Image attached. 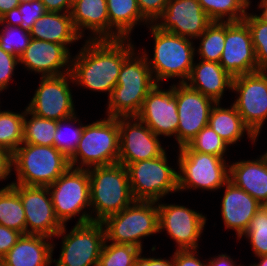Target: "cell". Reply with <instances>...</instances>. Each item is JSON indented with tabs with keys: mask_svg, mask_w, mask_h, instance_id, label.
<instances>
[{
	"mask_svg": "<svg viewBox=\"0 0 267 266\" xmlns=\"http://www.w3.org/2000/svg\"><path fill=\"white\" fill-rule=\"evenodd\" d=\"M137 55L134 51L120 69L117 85L108 97V117H136L145 97L156 85L146 56Z\"/></svg>",
	"mask_w": 267,
	"mask_h": 266,
	"instance_id": "2",
	"label": "cell"
},
{
	"mask_svg": "<svg viewBox=\"0 0 267 266\" xmlns=\"http://www.w3.org/2000/svg\"><path fill=\"white\" fill-rule=\"evenodd\" d=\"M187 146L196 152L213 154L224 158V153L229 145L207 125L198 132Z\"/></svg>",
	"mask_w": 267,
	"mask_h": 266,
	"instance_id": "40",
	"label": "cell"
},
{
	"mask_svg": "<svg viewBox=\"0 0 267 266\" xmlns=\"http://www.w3.org/2000/svg\"><path fill=\"white\" fill-rule=\"evenodd\" d=\"M18 5V0H0V12L8 20L16 11Z\"/></svg>",
	"mask_w": 267,
	"mask_h": 266,
	"instance_id": "49",
	"label": "cell"
},
{
	"mask_svg": "<svg viewBox=\"0 0 267 266\" xmlns=\"http://www.w3.org/2000/svg\"><path fill=\"white\" fill-rule=\"evenodd\" d=\"M138 266H174L173 256L171 260L155 258V257H142L140 254L138 260Z\"/></svg>",
	"mask_w": 267,
	"mask_h": 266,
	"instance_id": "48",
	"label": "cell"
},
{
	"mask_svg": "<svg viewBox=\"0 0 267 266\" xmlns=\"http://www.w3.org/2000/svg\"><path fill=\"white\" fill-rule=\"evenodd\" d=\"M17 180L11 184L49 186L71 166L69 159L54 146L22 143L13 152Z\"/></svg>",
	"mask_w": 267,
	"mask_h": 266,
	"instance_id": "5",
	"label": "cell"
},
{
	"mask_svg": "<svg viewBox=\"0 0 267 266\" xmlns=\"http://www.w3.org/2000/svg\"><path fill=\"white\" fill-rule=\"evenodd\" d=\"M231 90L239 95L233 105L258 137L267 118V71L234 77Z\"/></svg>",
	"mask_w": 267,
	"mask_h": 266,
	"instance_id": "12",
	"label": "cell"
},
{
	"mask_svg": "<svg viewBox=\"0 0 267 266\" xmlns=\"http://www.w3.org/2000/svg\"><path fill=\"white\" fill-rule=\"evenodd\" d=\"M11 186L19 193L24 207L26 234L55 237L64 225L56 217L47 186Z\"/></svg>",
	"mask_w": 267,
	"mask_h": 266,
	"instance_id": "16",
	"label": "cell"
},
{
	"mask_svg": "<svg viewBox=\"0 0 267 266\" xmlns=\"http://www.w3.org/2000/svg\"><path fill=\"white\" fill-rule=\"evenodd\" d=\"M179 124L176 141L179 147L186 146L198 132L208 125L212 107L216 103L186 83L174 85Z\"/></svg>",
	"mask_w": 267,
	"mask_h": 266,
	"instance_id": "14",
	"label": "cell"
},
{
	"mask_svg": "<svg viewBox=\"0 0 267 266\" xmlns=\"http://www.w3.org/2000/svg\"><path fill=\"white\" fill-rule=\"evenodd\" d=\"M0 266H6L5 261L3 258H0Z\"/></svg>",
	"mask_w": 267,
	"mask_h": 266,
	"instance_id": "55",
	"label": "cell"
},
{
	"mask_svg": "<svg viewBox=\"0 0 267 266\" xmlns=\"http://www.w3.org/2000/svg\"><path fill=\"white\" fill-rule=\"evenodd\" d=\"M13 167V152L0 146V181L10 176Z\"/></svg>",
	"mask_w": 267,
	"mask_h": 266,
	"instance_id": "46",
	"label": "cell"
},
{
	"mask_svg": "<svg viewBox=\"0 0 267 266\" xmlns=\"http://www.w3.org/2000/svg\"><path fill=\"white\" fill-rule=\"evenodd\" d=\"M137 2L142 15L150 23H154L166 9L169 0H137Z\"/></svg>",
	"mask_w": 267,
	"mask_h": 266,
	"instance_id": "43",
	"label": "cell"
},
{
	"mask_svg": "<svg viewBox=\"0 0 267 266\" xmlns=\"http://www.w3.org/2000/svg\"><path fill=\"white\" fill-rule=\"evenodd\" d=\"M77 121L78 124H80L78 125L79 127H75L73 128V130L71 129V132H69V130H66V132L64 131V127L67 124L70 125V127H73V125L71 124L76 123ZM83 127L84 125L80 123V120L76 117V114L67 119L57 121V129L54 135L53 146L62 154H64L68 159H70L74 155L78 143L81 139Z\"/></svg>",
	"mask_w": 267,
	"mask_h": 266,
	"instance_id": "37",
	"label": "cell"
},
{
	"mask_svg": "<svg viewBox=\"0 0 267 266\" xmlns=\"http://www.w3.org/2000/svg\"><path fill=\"white\" fill-rule=\"evenodd\" d=\"M64 225L55 235L63 236L59 259L55 266H98L103 244L106 240L102 222L77 224L66 235Z\"/></svg>",
	"mask_w": 267,
	"mask_h": 266,
	"instance_id": "11",
	"label": "cell"
},
{
	"mask_svg": "<svg viewBox=\"0 0 267 266\" xmlns=\"http://www.w3.org/2000/svg\"><path fill=\"white\" fill-rule=\"evenodd\" d=\"M160 84L145 97L137 118L145 123L157 136L177 134L179 124L174 84L168 90L159 89Z\"/></svg>",
	"mask_w": 267,
	"mask_h": 266,
	"instance_id": "20",
	"label": "cell"
},
{
	"mask_svg": "<svg viewBox=\"0 0 267 266\" xmlns=\"http://www.w3.org/2000/svg\"><path fill=\"white\" fill-rule=\"evenodd\" d=\"M70 54L62 44L32 38L29 46L19 56V63L31 72L40 73L42 77L59 76L70 73Z\"/></svg>",
	"mask_w": 267,
	"mask_h": 266,
	"instance_id": "21",
	"label": "cell"
},
{
	"mask_svg": "<svg viewBox=\"0 0 267 266\" xmlns=\"http://www.w3.org/2000/svg\"><path fill=\"white\" fill-rule=\"evenodd\" d=\"M148 27L155 42L153 59L149 60L145 51L143 54L156 84L175 77L181 79L179 83H185L190 75L196 52L192 39L160 30L153 23Z\"/></svg>",
	"mask_w": 267,
	"mask_h": 266,
	"instance_id": "4",
	"label": "cell"
},
{
	"mask_svg": "<svg viewBox=\"0 0 267 266\" xmlns=\"http://www.w3.org/2000/svg\"><path fill=\"white\" fill-rule=\"evenodd\" d=\"M34 1H38V0H18L19 3H22V2H34Z\"/></svg>",
	"mask_w": 267,
	"mask_h": 266,
	"instance_id": "54",
	"label": "cell"
},
{
	"mask_svg": "<svg viewBox=\"0 0 267 266\" xmlns=\"http://www.w3.org/2000/svg\"><path fill=\"white\" fill-rule=\"evenodd\" d=\"M0 224L26 234L25 211L19 193L11 183L0 189Z\"/></svg>",
	"mask_w": 267,
	"mask_h": 266,
	"instance_id": "30",
	"label": "cell"
},
{
	"mask_svg": "<svg viewBox=\"0 0 267 266\" xmlns=\"http://www.w3.org/2000/svg\"><path fill=\"white\" fill-rule=\"evenodd\" d=\"M212 22L198 0H169L153 24L160 30L195 40Z\"/></svg>",
	"mask_w": 267,
	"mask_h": 266,
	"instance_id": "19",
	"label": "cell"
},
{
	"mask_svg": "<svg viewBox=\"0 0 267 266\" xmlns=\"http://www.w3.org/2000/svg\"><path fill=\"white\" fill-rule=\"evenodd\" d=\"M263 207L266 209V211H267V203H265L264 205H263Z\"/></svg>",
	"mask_w": 267,
	"mask_h": 266,
	"instance_id": "56",
	"label": "cell"
},
{
	"mask_svg": "<svg viewBox=\"0 0 267 266\" xmlns=\"http://www.w3.org/2000/svg\"><path fill=\"white\" fill-rule=\"evenodd\" d=\"M185 83L217 103L225 89H232L233 77L218 62L200 60L193 63Z\"/></svg>",
	"mask_w": 267,
	"mask_h": 266,
	"instance_id": "26",
	"label": "cell"
},
{
	"mask_svg": "<svg viewBox=\"0 0 267 266\" xmlns=\"http://www.w3.org/2000/svg\"><path fill=\"white\" fill-rule=\"evenodd\" d=\"M157 202L159 232L166 229L168 235L178 244V250H197L206 217L186 206Z\"/></svg>",
	"mask_w": 267,
	"mask_h": 266,
	"instance_id": "17",
	"label": "cell"
},
{
	"mask_svg": "<svg viewBox=\"0 0 267 266\" xmlns=\"http://www.w3.org/2000/svg\"><path fill=\"white\" fill-rule=\"evenodd\" d=\"M196 253H198L196 249L178 250L176 248L173 255L174 266H209V263L201 262Z\"/></svg>",
	"mask_w": 267,
	"mask_h": 266,
	"instance_id": "44",
	"label": "cell"
},
{
	"mask_svg": "<svg viewBox=\"0 0 267 266\" xmlns=\"http://www.w3.org/2000/svg\"><path fill=\"white\" fill-rule=\"evenodd\" d=\"M18 64L19 57L5 52L0 47V92L8 88Z\"/></svg>",
	"mask_w": 267,
	"mask_h": 266,
	"instance_id": "42",
	"label": "cell"
},
{
	"mask_svg": "<svg viewBox=\"0 0 267 266\" xmlns=\"http://www.w3.org/2000/svg\"><path fill=\"white\" fill-rule=\"evenodd\" d=\"M156 201L134 200L103 222L106 241L142 248L141 238L159 233Z\"/></svg>",
	"mask_w": 267,
	"mask_h": 266,
	"instance_id": "7",
	"label": "cell"
},
{
	"mask_svg": "<svg viewBox=\"0 0 267 266\" xmlns=\"http://www.w3.org/2000/svg\"><path fill=\"white\" fill-rule=\"evenodd\" d=\"M71 58L74 83L93 91H108L110 97L124 61L135 51L130 39L87 40Z\"/></svg>",
	"mask_w": 267,
	"mask_h": 266,
	"instance_id": "1",
	"label": "cell"
},
{
	"mask_svg": "<svg viewBox=\"0 0 267 266\" xmlns=\"http://www.w3.org/2000/svg\"><path fill=\"white\" fill-rule=\"evenodd\" d=\"M40 79L41 83L26 108L36 116L57 121L75 115L73 96L69 88V83L74 84L71 73L41 76Z\"/></svg>",
	"mask_w": 267,
	"mask_h": 266,
	"instance_id": "13",
	"label": "cell"
},
{
	"mask_svg": "<svg viewBox=\"0 0 267 266\" xmlns=\"http://www.w3.org/2000/svg\"><path fill=\"white\" fill-rule=\"evenodd\" d=\"M47 12L70 13L73 0H40Z\"/></svg>",
	"mask_w": 267,
	"mask_h": 266,
	"instance_id": "47",
	"label": "cell"
},
{
	"mask_svg": "<svg viewBox=\"0 0 267 266\" xmlns=\"http://www.w3.org/2000/svg\"><path fill=\"white\" fill-rule=\"evenodd\" d=\"M178 191L184 189L217 190L229 181V165L222 157L179 148Z\"/></svg>",
	"mask_w": 267,
	"mask_h": 266,
	"instance_id": "9",
	"label": "cell"
},
{
	"mask_svg": "<svg viewBox=\"0 0 267 266\" xmlns=\"http://www.w3.org/2000/svg\"><path fill=\"white\" fill-rule=\"evenodd\" d=\"M245 236L250 240L255 256L267 255V211L262 206L250 220Z\"/></svg>",
	"mask_w": 267,
	"mask_h": 266,
	"instance_id": "39",
	"label": "cell"
},
{
	"mask_svg": "<svg viewBox=\"0 0 267 266\" xmlns=\"http://www.w3.org/2000/svg\"><path fill=\"white\" fill-rule=\"evenodd\" d=\"M119 157L118 163L127 166L141 160L161 156L165 149L159 136L137 117H118Z\"/></svg>",
	"mask_w": 267,
	"mask_h": 266,
	"instance_id": "15",
	"label": "cell"
},
{
	"mask_svg": "<svg viewBox=\"0 0 267 266\" xmlns=\"http://www.w3.org/2000/svg\"><path fill=\"white\" fill-rule=\"evenodd\" d=\"M47 188L56 217L63 225H66L69 219L76 217L77 214H81L77 224L92 221L93 212L90 211V181L87 169L70 167ZM88 207L91 213L85 211Z\"/></svg>",
	"mask_w": 267,
	"mask_h": 266,
	"instance_id": "8",
	"label": "cell"
},
{
	"mask_svg": "<svg viewBox=\"0 0 267 266\" xmlns=\"http://www.w3.org/2000/svg\"><path fill=\"white\" fill-rule=\"evenodd\" d=\"M225 186L221 203L222 219L226 229L237 232L239 240L247 230L250 220L263 205L231 181H228Z\"/></svg>",
	"mask_w": 267,
	"mask_h": 266,
	"instance_id": "22",
	"label": "cell"
},
{
	"mask_svg": "<svg viewBox=\"0 0 267 266\" xmlns=\"http://www.w3.org/2000/svg\"><path fill=\"white\" fill-rule=\"evenodd\" d=\"M3 25H5L3 27ZM0 47L7 53L19 57L29 46L31 35L29 30L14 25L11 21L6 20L1 24Z\"/></svg>",
	"mask_w": 267,
	"mask_h": 266,
	"instance_id": "38",
	"label": "cell"
},
{
	"mask_svg": "<svg viewBox=\"0 0 267 266\" xmlns=\"http://www.w3.org/2000/svg\"><path fill=\"white\" fill-rule=\"evenodd\" d=\"M106 3L109 17V40L130 39L135 25L140 22L150 24L142 15L137 0H106Z\"/></svg>",
	"mask_w": 267,
	"mask_h": 266,
	"instance_id": "28",
	"label": "cell"
},
{
	"mask_svg": "<svg viewBox=\"0 0 267 266\" xmlns=\"http://www.w3.org/2000/svg\"><path fill=\"white\" fill-rule=\"evenodd\" d=\"M243 21L251 32L258 71H267V22L253 13H247Z\"/></svg>",
	"mask_w": 267,
	"mask_h": 266,
	"instance_id": "36",
	"label": "cell"
},
{
	"mask_svg": "<svg viewBox=\"0 0 267 266\" xmlns=\"http://www.w3.org/2000/svg\"><path fill=\"white\" fill-rule=\"evenodd\" d=\"M45 12L44 4L40 0L31 3L22 2L19 3L16 11L8 20L16 26L30 30L34 22Z\"/></svg>",
	"mask_w": 267,
	"mask_h": 266,
	"instance_id": "41",
	"label": "cell"
},
{
	"mask_svg": "<svg viewBox=\"0 0 267 266\" xmlns=\"http://www.w3.org/2000/svg\"><path fill=\"white\" fill-rule=\"evenodd\" d=\"M70 14L74 27L81 37L87 29L93 32V35L91 33L88 37L89 40H109L106 0H73Z\"/></svg>",
	"mask_w": 267,
	"mask_h": 266,
	"instance_id": "25",
	"label": "cell"
},
{
	"mask_svg": "<svg viewBox=\"0 0 267 266\" xmlns=\"http://www.w3.org/2000/svg\"><path fill=\"white\" fill-rule=\"evenodd\" d=\"M21 235L20 232L0 224V258L9 252Z\"/></svg>",
	"mask_w": 267,
	"mask_h": 266,
	"instance_id": "45",
	"label": "cell"
},
{
	"mask_svg": "<svg viewBox=\"0 0 267 266\" xmlns=\"http://www.w3.org/2000/svg\"><path fill=\"white\" fill-rule=\"evenodd\" d=\"M196 39H201L197 51L200 60L219 63L224 50L225 22L213 21Z\"/></svg>",
	"mask_w": 267,
	"mask_h": 266,
	"instance_id": "33",
	"label": "cell"
},
{
	"mask_svg": "<svg viewBox=\"0 0 267 266\" xmlns=\"http://www.w3.org/2000/svg\"><path fill=\"white\" fill-rule=\"evenodd\" d=\"M6 21L5 17L0 12V24H3Z\"/></svg>",
	"mask_w": 267,
	"mask_h": 266,
	"instance_id": "53",
	"label": "cell"
},
{
	"mask_svg": "<svg viewBox=\"0 0 267 266\" xmlns=\"http://www.w3.org/2000/svg\"><path fill=\"white\" fill-rule=\"evenodd\" d=\"M28 115L31 116L30 119ZM56 129L57 120L36 116L25 107L23 143L53 146Z\"/></svg>",
	"mask_w": 267,
	"mask_h": 266,
	"instance_id": "32",
	"label": "cell"
},
{
	"mask_svg": "<svg viewBox=\"0 0 267 266\" xmlns=\"http://www.w3.org/2000/svg\"><path fill=\"white\" fill-rule=\"evenodd\" d=\"M87 170L90 181V208H93L92 211L96 215L92 216L93 222H103L134 201L128 172L122 164L95 166Z\"/></svg>",
	"mask_w": 267,
	"mask_h": 266,
	"instance_id": "3",
	"label": "cell"
},
{
	"mask_svg": "<svg viewBox=\"0 0 267 266\" xmlns=\"http://www.w3.org/2000/svg\"><path fill=\"white\" fill-rule=\"evenodd\" d=\"M229 181L260 204L267 203V152L256 160H242L229 165Z\"/></svg>",
	"mask_w": 267,
	"mask_h": 266,
	"instance_id": "23",
	"label": "cell"
},
{
	"mask_svg": "<svg viewBox=\"0 0 267 266\" xmlns=\"http://www.w3.org/2000/svg\"><path fill=\"white\" fill-rule=\"evenodd\" d=\"M198 2L207 16L212 21L218 22L243 21L248 13L246 9L251 5L250 0H198Z\"/></svg>",
	"mask_w": 267,
	"mask_h": 266,
	"instance_id": "31",
	"label": "cell"
},
{
	"mask_svg": "<svg viewBox=\"0 0 267 266\" xmlns=\"http://www.w3.org/2000/svg\"><path fill=\"white\" fill-rule=\"evenodd\" d=\"M208 125L228 144H235L241 139L245 131L253 144L257 136L244 123L241 115L232 104L229 108L220 107L217 102L210 112Z\"/></svg>",
	"mask_w": 267,
	"mask_h": 266,
	"instance_id": "29",
	"label": "cell"
},
{
	"mask_svg": "<svg viewBox=\"0 0 267 266\" xmlns=\"http://www.w3.org/2000/svg\"><path fill=\"white\" fill-rule=\"evenodd\" d=\"M118 157V118L106 117V119L84 125L81 139L69 162L72 168L88 169L116 164Z\"/></svg>",
	"mask_w": 267,
	"mask_h": 266,
	"instance_id": "6",
	"label": "cell"
},
{
	"mask_svg": "<svg viewBox=\"0 0 267 266\" xmlns=\"http://www.w3.org/2000/svg\"><path fill=\"white\" fill-rule=\"evenodd\" d=\"M43 235L25 234L3 257L6 266H49L55 244ZM49 241V242H48Z\"/></svg>",
	"mask_w": 267,
	"mask_h": 266,
	"instance_id": "24",
	"label": "cell"
},
{
	"mask_svg": "<svg viewBox=\"0 0 267 266\" xmlns=\"http://www.w3.org/2000/svg\"><path fill=\"white\" fill-rule=\"evenodd\" d=\"M25 111L0 110V146L14 152L23 143Z\"/></svg>",
	"mask_w": 267,
	"mask_h": 266,
	"instance_id": "34",
	"label": "cell"
},
{
	"mask_svg": "<svg viewBox=\"0 0 267 266\" xmlns=\"http://www.w3.org/2000/svg\"><path fill=\"white\" fill-rule=\"evenodd\" d=\"M227 254H221L208 261L209 266H236L235 262ZM241 266V265H239Z\"/></svg>",
	"mask_w": 267,
	"mask_h": 266,
	"instance_id": "50",
	"label": "cell"
},
{
	"mask_svg": "<svg viewBox=\"0 0 267 266\" xmlns=\"http://www.w3.org/2000/svg\"><path fill=\"white\" fill-rule=\"evenodd\" d=\"M258 7L263 9L262 13L258 16L267 22V0H261V2L258 4Z\"/></svg>",
	"mask_w": 267,
	"mask_h": 266,
	"instance_id": "51",
	"label": "cell"
},
{
	"mask_svg": "<svg viewBox=\"0 0 267 266\" xmlns=\"http://www.w3.org/2000/svg\"><path fill=\"white\" fill-rule=\"evenodd\" d=\"M260 262L256 264H251L250 266H267V255L260 256Z\"/></svg>",
	"mask_w": 267,
	"mask_h": 266,
	"instance_id": "52",
	"label": "cell"
},
{
	"mask_svg": "<svg viewBox=\"0 0 267 266\" xmlns=\"http://www.w3.org/2000/svg\"><path fill=\"white\" fill-rule=\"evenodd\" d=\"M166 151L159 157L126 166L134 200L159 201L178 191V174L169 166Z\"/></svg>",
	"mask_w": 267,
	"mask_h": 266,
	"instance_id": "10",
	"label": "cell"
},
{
	"mask_svg": "<svg viewBox=\"0 0 267 266\" xmlns=\"http://www.w3.org/2000/svg\"><path fill=\"white\" fill-rule=\"evenodd\" d=\"M108 243L105 240L98 266H138L142 249L132 245Z\"/></svg>",
	"mask_w": 267,
	"mask_h": 266,
	"instance_id": "35",
	"label": "cell"
},
{
	"mask_svg": "<svg viewBox=\"0 0 267 266\" xmlns=\"http://www.w3.org/2000/svg\"><path fill=\"white\" fill-rule=\"evenodd\" d=\"M219 64L233 78L258 71L252 36L244 21H225V42Z\"/></svg>",
	"mask_w": 267,
	"mask_h": 266,
	"instance_id": "18",
	"label": "cell"
},
{
	"mask_svg": "<svg viewBox=\"0 0 267 266\" xmlns=\"http://www.w3.org/2000/svg\"><path fill=\"white\" fill-rule=\"evenodd\" d=\"M29 33L31 38L62 44L68 50L69 44L82 38L74 27L70 13L46 11L34 22Z\"/></svg>",
	"mask_w": 267,
	"mask_h": 266,
	"instance_id": "27",
	"label": "cell"
}]
</instances>
